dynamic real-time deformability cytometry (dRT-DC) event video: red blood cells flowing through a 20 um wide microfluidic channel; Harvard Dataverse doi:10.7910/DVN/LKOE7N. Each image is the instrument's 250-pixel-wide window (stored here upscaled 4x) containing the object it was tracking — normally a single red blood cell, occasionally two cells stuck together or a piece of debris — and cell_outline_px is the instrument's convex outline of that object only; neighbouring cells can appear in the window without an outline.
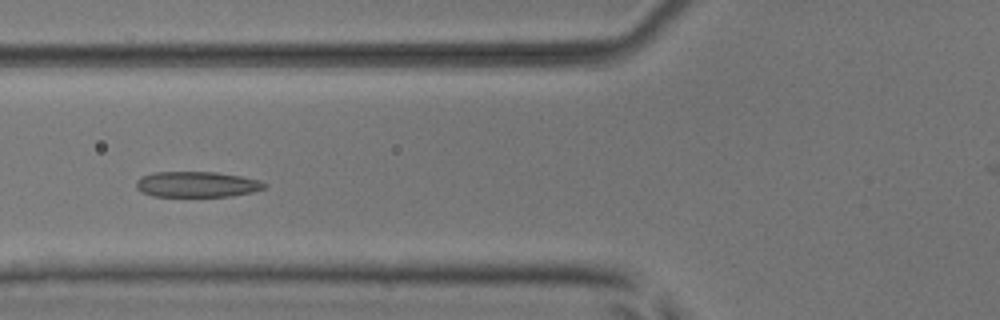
{"species": "common noctule bat (a hibernating species)", "species_latin": "Nyctalus noctula", "temperature_condition": "room temperature", "stored_images_in_passage": 5, "camera_frame_rate_fps": 3000, "um_per_image_px": 0.085, "animal": {"sex": "male", "body_mass_g": 17.9, "forearm_length_mm": 54.2}, "frame": {"image": 1, "passage_image": 5, "time_ms": 4.333, "image_size_px": [1000, 320], "cell_outline_px": [[268, 184], [264, 188], [252, 192], [232, 196], [152, 196], [136, 188], [136, 180], [140, 176], [152, 172], [216, 172], [240, 176], [260, 180]], "centroid_in_image_um": [16.73, 15.66], "position_along_channel_um": 109.1, "area_um2": 19.19}}